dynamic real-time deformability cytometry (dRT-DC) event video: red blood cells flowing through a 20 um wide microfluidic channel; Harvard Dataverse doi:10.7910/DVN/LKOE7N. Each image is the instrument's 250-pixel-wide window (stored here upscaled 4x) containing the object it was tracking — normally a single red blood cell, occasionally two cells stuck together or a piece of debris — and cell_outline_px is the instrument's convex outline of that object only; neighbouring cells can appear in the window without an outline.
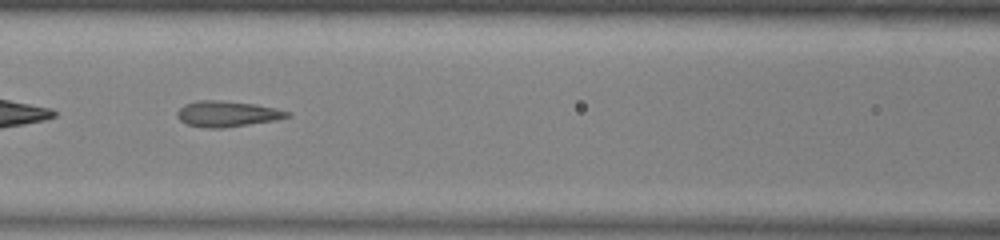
{"species": "common noctule bat (a hibernating species)", "species_latin": "Nyctalus noctula", "temperature_condition": "warm", "stored_images_in_passage": 51, "camera_frame_rate_fps": 3000, "um_per_image_px": 0.085, "animal": {"sex": "male", "body_mass_g": 13.0, "forearm_length_mm": 53.1}, "frame": {"image": 1, "passage_image": 22, "time_ms": 7.0, "image_size_px": [1000, 240], "cell_outline_px": [[292, 116], [276, 120], [220, 128], [208, 128], [188, 124], [180, 120], [176, 116], [176, 112], [184, 104], [196, 100], [216, 100], [256, 104], [276, 108], [292, 112]], "centroid_in_image_um": [19.32, 9.66], "position_along_channel_um": 147.3, "area_um2": 16.53}, "authors_computed_cell_mechanics": {"area_um2": 18.0336, "velocity_mm_per_s": 3.9796, "shape_relaxation_time_tau1_ms": null, "shape_relaxation_time_tau2_ms": 1.4686, "deformation_change_tau1": null, "deformation_change_tau2": 0.102}}